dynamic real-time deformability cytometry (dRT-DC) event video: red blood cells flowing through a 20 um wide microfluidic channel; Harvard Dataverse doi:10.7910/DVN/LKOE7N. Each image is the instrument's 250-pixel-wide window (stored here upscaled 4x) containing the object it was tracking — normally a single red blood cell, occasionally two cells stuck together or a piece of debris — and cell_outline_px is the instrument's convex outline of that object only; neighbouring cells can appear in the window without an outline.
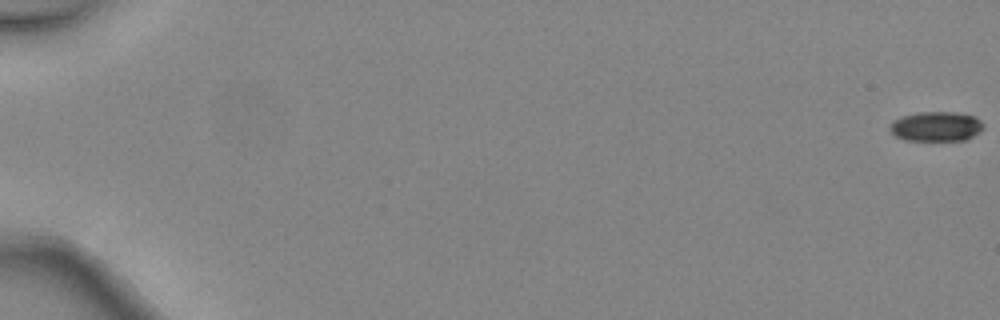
{"species": "common noctule bat (a hibernating species)", "species_latin": "Nyctalus noctula", "temperature_condition": "warm", "stored_images_in_passage": 5, "camera_frame_rate_fps": 3000, "um_per_image_px": 0.085, "animal": {"sex": "female", "body_mass_g": 24.6, "forearm_length_mm": 56.2}, "frame": {"image": 1, "passage_image": 1, "time_ms": 0.0, "image_size_px": [1000, 320], "cell_outline_px": [[984, 128], [980, 132], [964, 140], [904, 140], [896, 136], [888, 128], [892, 120], [916, 112], [956, 112], [976, 116], [984, 124]], "centroid_in_image_um": [79.58, 10.74], "position_along_channel_um": 5.4, "area_um2": 16.3}}
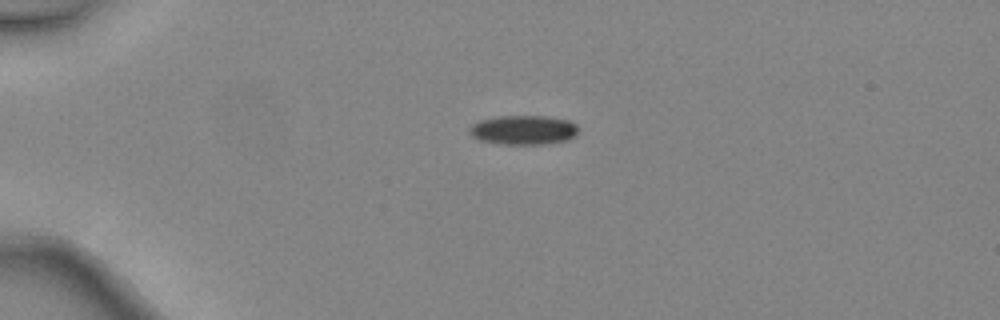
{"frame": {"image": 2, "passage_image": 4, "time_ms": 1.0, "image_size_px": [1000, 320], "cell_outline_px": [[576, 136], [568, 140], [548, 144], [500, 144], [476, 140], [468, 132], [468, 128], [472, 124], [480, 120], [500, 116], [548, 116], [568, 120], [576, 124]], "centroid_in_image_um": [44.46, 11.06], "position_along_channel_um": 40.5, "area_um2": 18.84}}